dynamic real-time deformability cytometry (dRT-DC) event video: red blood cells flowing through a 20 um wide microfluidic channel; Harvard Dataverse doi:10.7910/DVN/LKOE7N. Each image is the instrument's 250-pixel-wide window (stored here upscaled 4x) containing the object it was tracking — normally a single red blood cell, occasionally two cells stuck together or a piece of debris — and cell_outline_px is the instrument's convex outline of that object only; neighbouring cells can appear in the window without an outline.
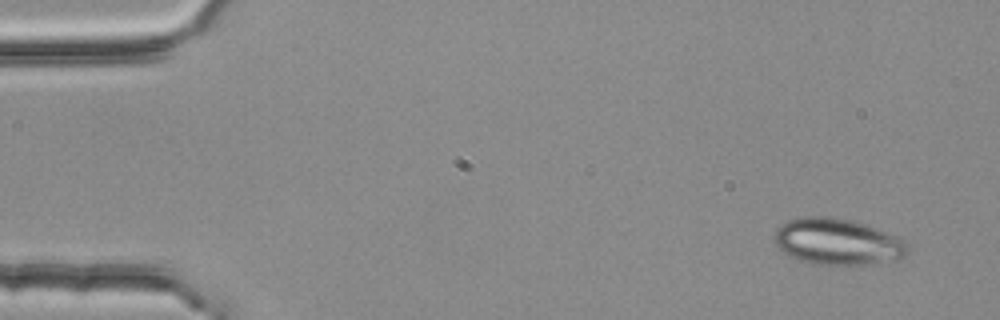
{"species": "common noctule bat (a hibernating species)", "species_latin": "Nyctalus noctula", "temperature_condition": "room temperature", "stored_images_in_passage": 3, "camera_frame_rate_fps": 3000, "um_per_image_px": 0.085, "animal": {"sex": "female", "body_mass_g": 25.1}, "frame": {"image": 1, "passage_image": 1, "time_ms": 0.0, "image_size_px": [1000, 320], "cell_outline_px": [[908, 252], [904, 256], [856, 264], [812, 264], [788, 256], [776, 244], [776, 228], [788, 220], [804, 216], [828, 216], [852, 220], [876, 228], [896, 236], [904, 240], [908, 244]], "centroid_in_image_um": [71.13, 20.51], "position_along_channel_um": 13.9, "area_um2": 35.2}}